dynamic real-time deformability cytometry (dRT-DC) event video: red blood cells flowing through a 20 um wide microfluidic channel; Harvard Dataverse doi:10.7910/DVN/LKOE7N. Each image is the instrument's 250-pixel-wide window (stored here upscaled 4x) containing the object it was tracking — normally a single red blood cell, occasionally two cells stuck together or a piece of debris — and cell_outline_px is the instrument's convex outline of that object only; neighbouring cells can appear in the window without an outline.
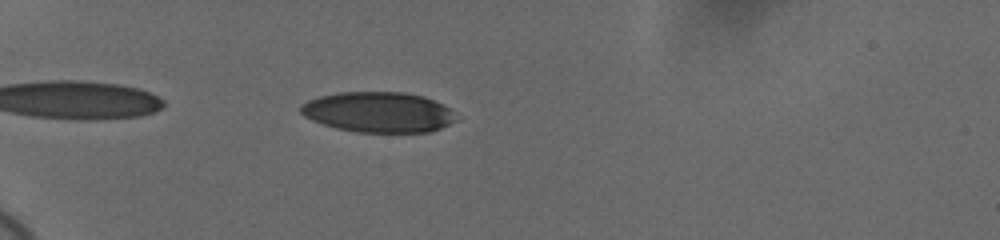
{"species": "human", "species_latin": "Homo sapiens", "temperature_condition": "cold", "stored_images_in_passage": 39, "camera_frame_rate_fps": 3000, "um_per_image_px": 0.085, "donor": {"sex": "female"}, "frame": {"image": 1, "passage_image": 4, "time_ms": 1.0, "image_size_px": [1000, 240], "cell_outline_px": [[460, 116], [456, 120], [440, 128], [428, 132], [356, 132], [336, 128], [312, 120], [304, 116], [300, 112], [300, 104], [308, 100], [320, 96], [340, 92], [404, 92], [424, 96], [444, 104]], "centroid_in_image_um": [32.19, 9.53], "position_along_channel_um": 52.8, "area_um2": 36.82}}
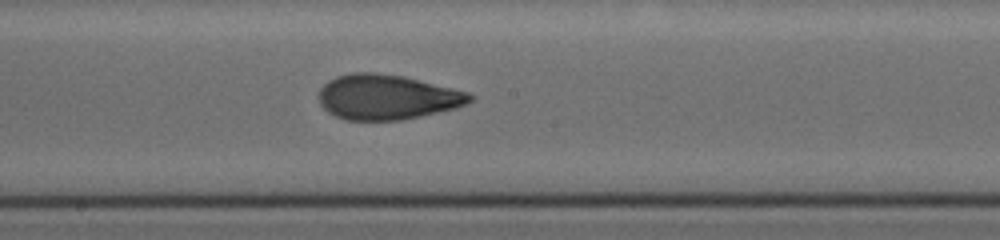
{"frame": {"image": 2, "passage_image": 20, "time_ms": 6.333, "image_size_px": [1000, 240], "cell_outline_px": [[476, 96], [472, 100], [456, 108], [420, 116], [400, 120], [348, 120], [336, 116], [328, 112], [320, 104], [320, 88], [328, 80], [336, 76], [352, 72], [376, 72], [404, 76], [468, 92]], "centroid_in_image_um": [32.89, 8.24], "position_along_channel_um": 215.3, "area_um2": 39.54}}
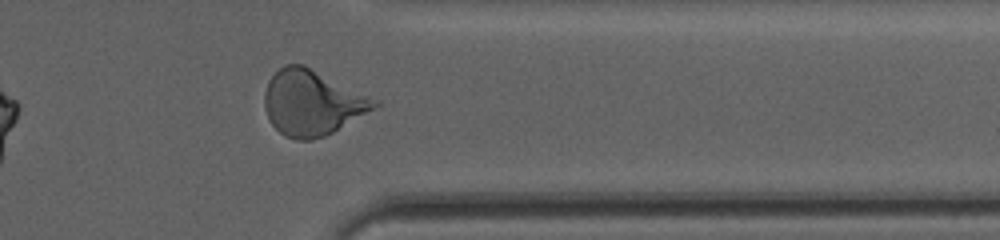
{"frame": {"image": 3, "passage_image": 34, "time_ms": 11.0, "image_size_px": [1000, 240], "cell_outline_px": [[380, 104], [332, 132], [324, 136], [312, 140], [296, 140], [284, 136], [272, 124], [264, 108], [264, 92], [268, 80], [284, 64], [304, 64], [380, 100]], "centroid_in_image_um": [26.51, 8.71], "position_along_channel_um": 384.9, "area_um2": 41.67}, "authors_computed_cell_mechanics": {"area_um2": 38.9572, "velocity_mm_per_s": 3.6747, "shape_relaxation_time_tau1_ms": 5.6352, "shape_relaxation_time_tau2_ms": 1.4121, "deformation_change_tau1": 0.2002, "deformation_change_tau2": 0.0785}}